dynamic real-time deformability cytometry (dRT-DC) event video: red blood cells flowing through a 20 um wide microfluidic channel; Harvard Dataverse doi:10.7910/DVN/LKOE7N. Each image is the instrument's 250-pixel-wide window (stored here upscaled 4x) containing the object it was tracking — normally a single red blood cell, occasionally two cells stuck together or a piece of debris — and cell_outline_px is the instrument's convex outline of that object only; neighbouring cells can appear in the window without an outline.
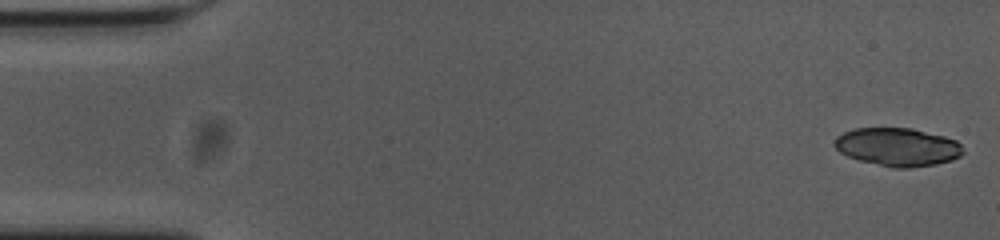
{"species": "common noctule bat (a hibernating species)", "species_latin": "Nyctalus noctula", "temperature_condition": "cold", "stored_images_in_passage": 54, "camera_frame_rate_fps": 3000, "um_per_image_px": 0.085, "animal": {"sex": "female", "body_mass_g": 23.0, "forearm_length_mm": 53.4}, "frame": {"image": 1, "passage_image": 1, "time_ms": 0.0, "image_size_px": [1000, 240], "cell_outline_px": [[964, 152], [960, 156], [952, 160], [936, 164], [908, 168], [892, 168], [860, 160], [848, 156], [840, 152], [832, 144], [836, 136], [844, 132], [856, 128], [912, 128], [944, 136], [956, 140], [960, 144]], "centroid_in_image_um": [76.29, 12.49], "position_along_channel_um": 8.7, "area_um2": 28.67}}
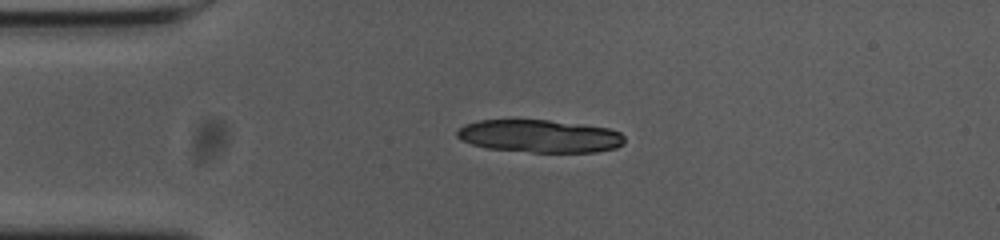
{"frame": {"image": 2, "passage_image": 12, "time_ms": 3.667, "image_size_px": [1000, 240], "cell_outline_px": [[624, 144], [616, 148], [596, 152], [532, 152], [488, 148], [472, 144], [460, 140], [456, 136], [456, 132], [464, 124], [476, 120], [548, 120], [608, 128], [620, 132], [624, 136]], "centroid_in_image_um": [45.86, 11.57], "position_along_channel_um": 39.1, "area_um2": 31.96}, "authors_computed_cell_mechanics": {"area_um2": 28.0908, "velocity_mm_per_s": 3.6855, "shape_relaxation_time_tau1_ms": null, "shape_relaxation_time_tau2_ms": 5.6821, "deformation_change_tau1": null, "deformation_change_tau2": 0.0975}}